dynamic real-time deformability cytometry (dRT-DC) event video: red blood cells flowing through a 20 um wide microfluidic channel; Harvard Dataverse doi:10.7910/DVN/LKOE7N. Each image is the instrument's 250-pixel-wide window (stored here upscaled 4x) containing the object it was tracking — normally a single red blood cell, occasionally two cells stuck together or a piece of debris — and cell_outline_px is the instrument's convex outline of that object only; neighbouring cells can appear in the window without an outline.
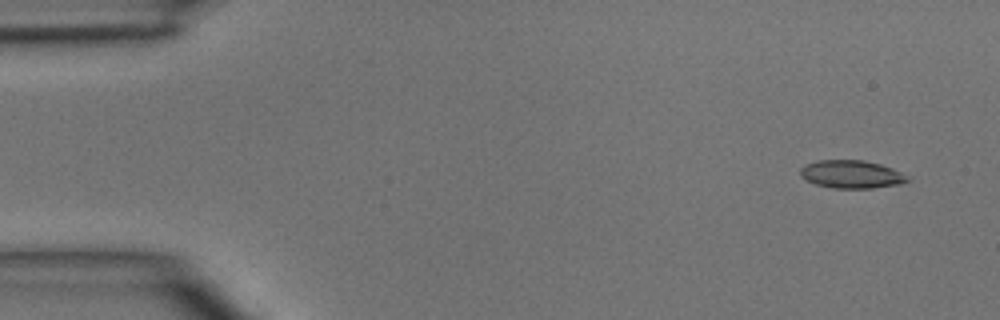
{"species": "common noctule bat (a hibernating species)", "species_latin": "Nyctalus noctula", "temperature_condition": "room temperature", "stored_images_in_passage": 5, "camera_frame_rate_fps": 3000, "um_per_image_px": 0.085, "animal": {"sex": "male", "body_mass_g": 15.6}, "frame": {"image": 1, "passage_image": 1, "time_ms": 0.0, "image_size_px": [1000, 320], "cell_outline_px": [[912, 180], [900, 184], [872, 188], [832, 188], [816, 184], [804, 180], [800, 176], [800, 168], [804, 164], [816, 160], [864, 160], [880, 164], [892, 168], [912, 176]], "centroid_in_image_um": [72.4, 14.81], "position_along_channel_um": 12.6, "area_um2": 17.86}}